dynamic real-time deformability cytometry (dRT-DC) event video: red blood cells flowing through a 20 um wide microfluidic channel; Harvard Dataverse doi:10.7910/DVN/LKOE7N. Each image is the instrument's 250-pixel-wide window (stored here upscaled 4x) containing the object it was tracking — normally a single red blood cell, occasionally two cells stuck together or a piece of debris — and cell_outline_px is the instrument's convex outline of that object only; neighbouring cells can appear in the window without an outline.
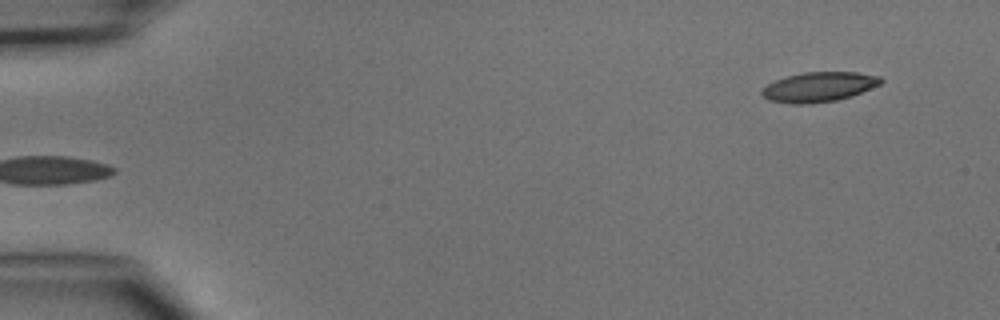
{"species": "common noctule bat (a hibernating species)", "species_latin": "Nyctalus noctula", "temperature_condition": "cold", "stored_images_in_passage": 5, "segment_of_instrument_passage": [2, 2], "camera_frame_rate_fps": 3000, "um_per_image_px": 0.085, "animal": {"sex": "male", "body_mass_g": 15.6}, "frame": {"image": 1, "passage_image": 5, "time_ms": 4.667, "image_size_px": [1000, 320], "cell_outline_px": [[884, 80], [880, 84], [852, 96], [836, 100], [804, 104], [792, 104], [768, 100], [760, 92], [768, 84], [784, 76], [804, 72], [856, 72], [880, 76]], "centroid_in_image_um": [69.61, 7.38], "position_along_channel_um": 15.4, "area_um2": 20.58}}